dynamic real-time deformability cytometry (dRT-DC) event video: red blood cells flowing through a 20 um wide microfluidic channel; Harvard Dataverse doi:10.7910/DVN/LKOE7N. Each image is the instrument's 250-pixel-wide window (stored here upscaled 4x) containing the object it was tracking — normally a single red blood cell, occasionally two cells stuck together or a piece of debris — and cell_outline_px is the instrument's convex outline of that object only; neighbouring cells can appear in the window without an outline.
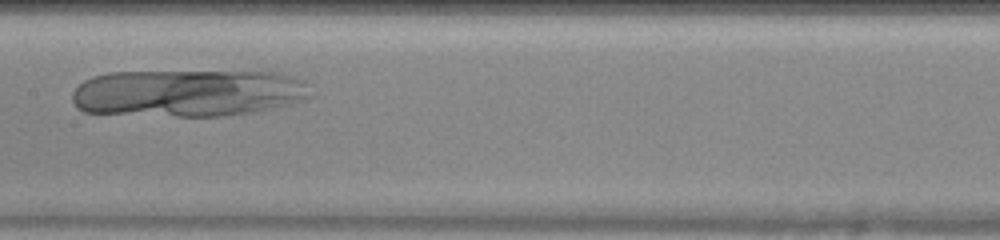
{"species": "human", "species_latin": "Homo sapiens", "temperature_condition": "warm", "stored_images_in_passage": 26, "camera_frame_rate_fps": 3000, "um_per_image_px": 0.085, "donor": {"sex": "female"}, "frame": {"image": 1, "passage_image": 11, "time_ms": 3.333, "image_size_px": [1000, 240], "cell_outline_px": [[308, 96], [300, 100], [288, 104], [252, 112], [220, 116], [176, 116], [84, 112], [76, 108], [72, 100], [72, 92], [84, 80], [92, 76], [108, 72], [280, 72], [304, 80]], "centroid_in_image_um": [15.89, 7.9], "position_along_channel_um": 191.5, "area_um2": 65.26}}